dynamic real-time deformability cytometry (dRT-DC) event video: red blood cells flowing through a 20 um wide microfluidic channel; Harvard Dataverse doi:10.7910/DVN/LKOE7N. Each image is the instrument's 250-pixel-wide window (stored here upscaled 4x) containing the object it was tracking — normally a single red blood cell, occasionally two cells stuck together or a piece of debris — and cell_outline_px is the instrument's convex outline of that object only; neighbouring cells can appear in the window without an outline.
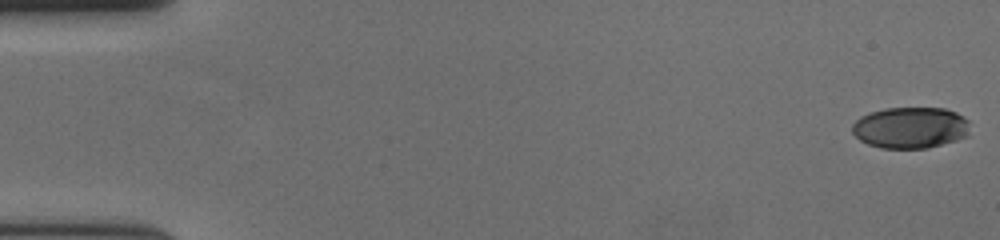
{"species": "human", "species_latin": "Homo sapiens", "temperature_condition": "cold", "stored_images_in_passage": 58, "camera_frame_rate_fps": 3000, "um_per_image_px": 0.085, "donor": {"sex": "female"}, "frame": {"image": 1, "passage_image": 1, "time_ms": 0.0, "image_size_px": [1000, 240], "cell_outline_px": [[968, 136], [956, 140], [928, 148], [880, 148], [868, 144], [860, 140], [852, 132], [852, 124], [860, 116], [868, 112], [884, 108], [944, 108], [956, 112], [964, 116], [968, 120]], "centroid_in_image_um": [77.37, 10.84], "position_along_channel_um": 7.6, "area_um2": 28.55}}
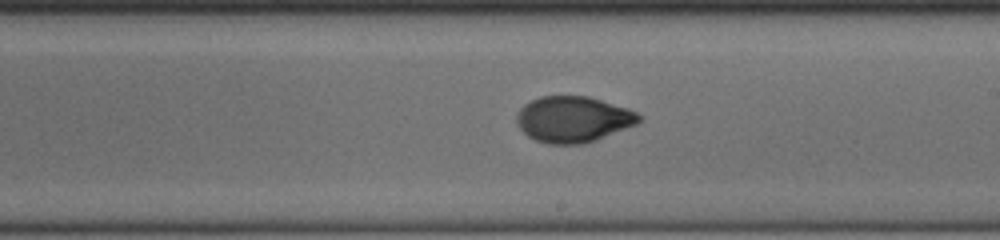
{"frame": {"image": 2, "passage_image": 34, "time_ms": 11.0, "image_size_px": [1000, 240], "cell_outline_px": [[644, 120], [636, 124], [596, 140], [584, 144], [548, 144], [536, 140], [528, 136], [516, 124], [516, 112], [524, 104], [540, 96], [588, 96], [628, 108], [644, 116]], "centroid_in_image_um": [48.73, 10.14], "position_along_channel_um": 240.3, "area_um2": 33.0}}
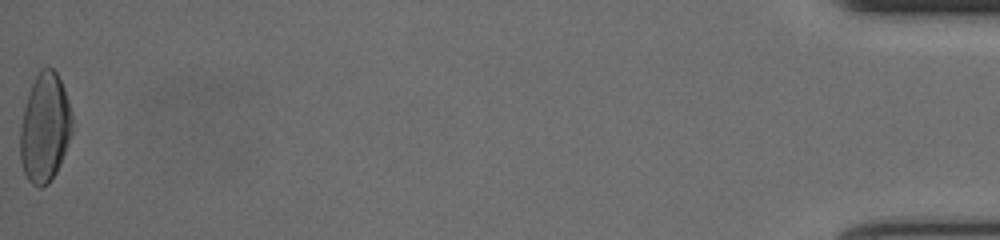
{"frame": {"image": 3, "passage_image": 58, "time_ms": 19.0, "image_size_px": [1000, 240], "cell_outline_px": [[72, 132], [60, 164], [56, 172], [48, 184], [40, 188], [32, 184], [28, 180], [24, 172], [20, 160], [20, 124], [28, 92], [40, 68], [52, 68], [56, 72], [64, 88], [72, 112]], "centroid_in_image_um": [3.8, 10.87], "position_along_channel_um": 431.4, "area_um2": 33.12}, "authors_computed_cell_mechanics": {"area_um2": 31.7611, "velocity_mm_per_s": 3.6663, "shape_relaxation_time_tau1_ms": 4.3596, "shape_relaxation_time_tau2_ms": 1.0509, "deformation_change_tau1": 0.1788, "deformation_change_tau2": 0.0436}}